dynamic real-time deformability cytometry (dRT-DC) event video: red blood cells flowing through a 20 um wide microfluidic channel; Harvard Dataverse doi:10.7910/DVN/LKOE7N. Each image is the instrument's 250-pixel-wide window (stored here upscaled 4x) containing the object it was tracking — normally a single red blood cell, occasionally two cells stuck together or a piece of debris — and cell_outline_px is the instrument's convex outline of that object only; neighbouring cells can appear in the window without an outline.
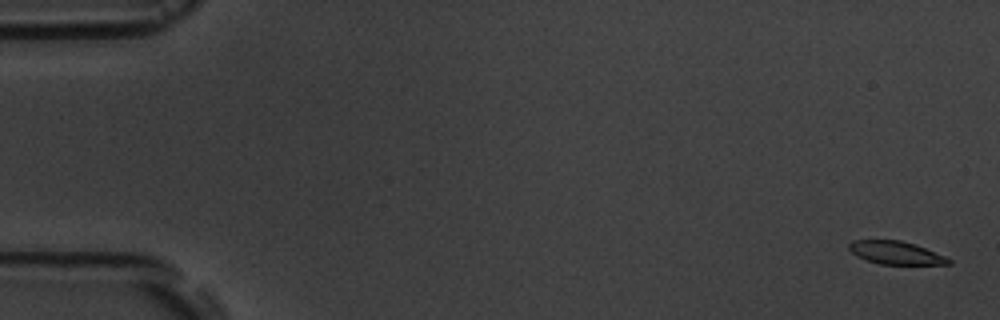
{"species": "common noctule bat (a hibernating species)", "species_latin": "Nyctalus noctula", "temperature_condition": "room temperature", "stored_images_in_passage": 12, "camera_frame_rate_fps": 3000, "um_per_image_px": 0.085, "animal": {"sex": "male", "body_mass_g": 19.5, "forearm_length_mm": 54.6}, "frame": {"image": 1, "passage_image": 1, "time_ms": 0.0, "image_size_px": [1000, 320], "cell_outline_px": [[952, 264], [880, 264], [856, 256], [848, 248], [848, 244], [852, 240], [900, 240], [916, 244], [944, 256], [952, 260]], "centroid_in_image_um": [76.13, 21.48], "position_along_channel_um": 8.9, "area_um2": 13.29}}
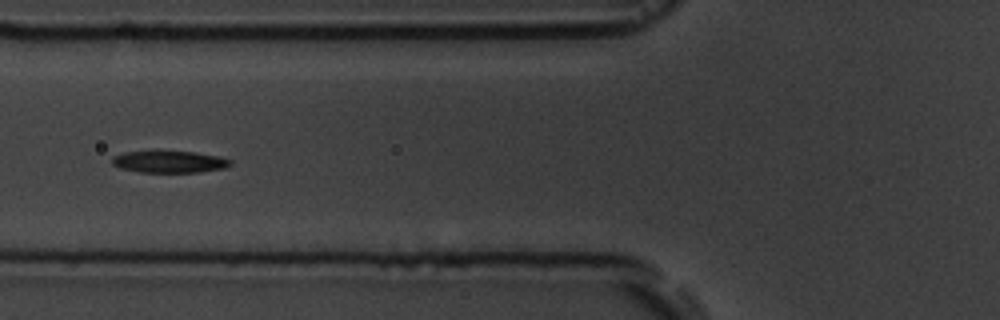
{"frame": {"image": 2, "passage_image": 7, "time_ms": 6.667, "image_size_px": [1000, 320], "cell_outline_px": [[232, 164], [224, 168], [200, 172], [140, 172], [120, 168], [112, 164], [112, 156], [124, 152], [192, 152], [220, 156], [232, 160]], "centroid_in_image_um": [14.41, 13.76], "position_along_channel_um": 111.4, "area_um2": 14.91}}
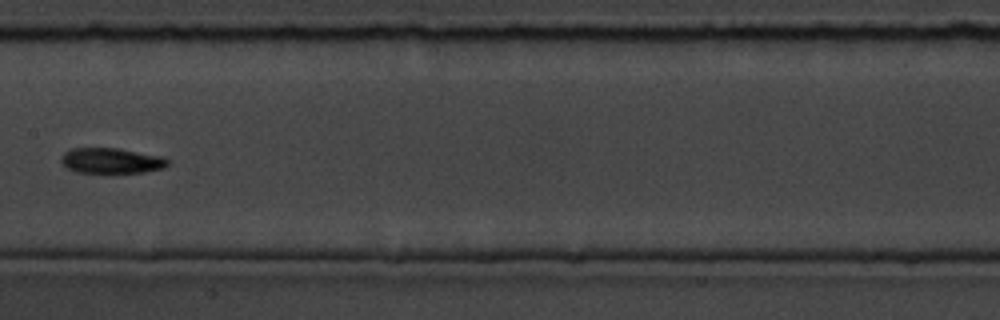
{"frame": {"image": 3, "passage_image": 9, "time_ms": 9.0, "image_size_px": [1000, 320], "cell_outline_px": [[168, 164], [164, 168], [144, 172], [76, 172], [68, 168], [60, 160], [60, 156], [64, 152], [72, 148], [120, 148], [164, 156], [168, 160]], "centroid_in_image_um": [9.48, 13.64], "position_along_channel_um": 197.9, "area_um2": 15.84}}